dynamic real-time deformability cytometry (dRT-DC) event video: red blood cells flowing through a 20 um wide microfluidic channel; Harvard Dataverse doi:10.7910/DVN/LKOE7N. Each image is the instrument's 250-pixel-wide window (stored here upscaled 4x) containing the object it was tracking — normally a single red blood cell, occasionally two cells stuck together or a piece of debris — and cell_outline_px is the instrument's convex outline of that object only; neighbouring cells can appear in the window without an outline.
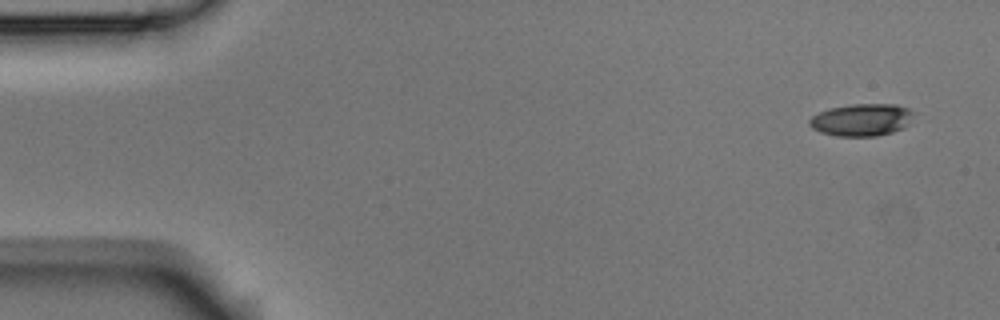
{"species": "Egyptian fruit bat (a non-hibernating species)", "species_latin": "Rousettus aegyptiacus", "temperature_condition": "room temperature", "stored_images_in_passage": 4, "camera_frame_rate_fps": 3000, "um_per_image_px": 0.085, "animal": {"sex": "male"}, "frame": {"image": 1, "passage_image": 1, "time_ms": 0.0, "image_size_px": [1000, 320], "cell_outline_px": [[916, 112], [908, 124], [904, 128], [892, 132], [876, 136], [836, 136], [820, 132], [812, 128], [808, 124], [808, 120], [812, 116], [828, 108], [852, 104], [896, 104], [908, 108]], "centroid_in_image_um": [73.25, 10.18], "position_along_channel_um": 11.8, "area_um2": 19.83}}
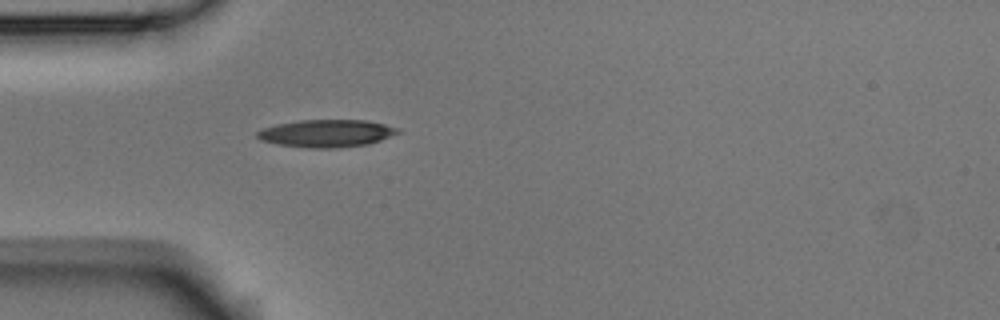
{"frame": {"image": 2, "passage_image": 4, "time_ms": 1.0, "image_size_px": [1000, 320], "cell_outline_px": [[400, 132], [380, 140], [368, 144], [332, 148], [312, 148], [276, 144], [260, 140], [256, 136], [256, 132], [260, 128], [276, 124], [300, 120], [368, 120], [400, 128]], "centroid_in_image_um": [27.71, 11.32], "position_along_channel_um": 57.3, "area_um2": 22.6}}